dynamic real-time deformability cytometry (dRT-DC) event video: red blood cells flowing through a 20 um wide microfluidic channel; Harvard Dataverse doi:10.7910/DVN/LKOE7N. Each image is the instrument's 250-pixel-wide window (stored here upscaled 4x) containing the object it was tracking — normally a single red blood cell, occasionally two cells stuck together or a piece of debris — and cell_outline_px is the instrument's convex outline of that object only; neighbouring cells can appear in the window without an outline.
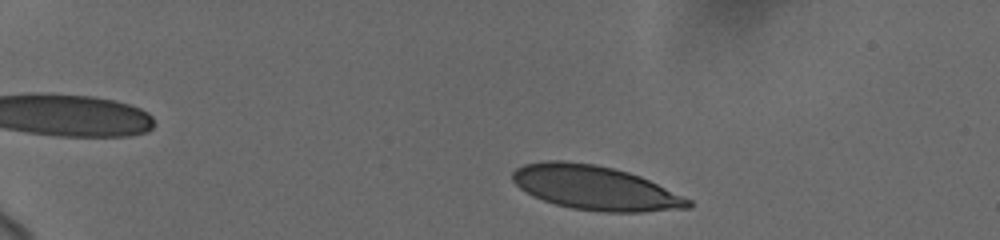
{"species": "human", "species_latin": "Homo sapiens", "temperature_condition": "cold", "stored_images_in_passage": 26, "camera_frame_rate_fps": 3000, "um_per_image_px": 0.085, "donor": {"sex": "female"}, "frame": {"image": 1, "passage_image": 3, "time_ms": 0.667, "image_size_px": [1000, 240], "cell_outline_px": [[692, 208], [640, 212], [604, 212], [572, 208], [556, 204], [532, 196], [520, 188], [512, 180], [512, 172], [516, 168], [524, 164], [544, 160], [564, 160], [596, 164], [628, 172], [640, 176], [692, 200]], "centroid_in_image_um": [50.58, 15.96], "position_along_channel_um": 34.4, "area_um2": 45.32}}
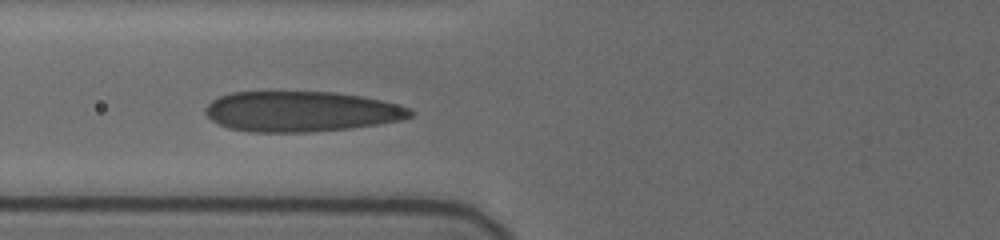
{"frame": {"image": 2, "passage_image": 16, "time_ms": 5.0, "image_size_px": [1000, 240], "cell_outline_px": [[412, 116], [400, 120], [376, 124], [348, 128], [308, 132], [252, 132], [228, 128], [212, 120], [204, 112], [204, 108], [212, 100], [220, 96], [232, 92], [332, 92], [360, 96], [380, 100], [396, 104], [408, 108], [412, 112]], "centroid_in_image_um": [25.54, 9.48], "position_along_channel_um": 100.3, "area_um2": 47.8}}
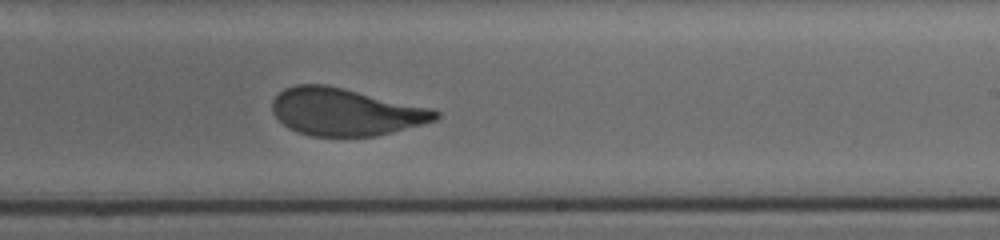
{"frame": {"image": 3, "passage_image": 26, "time_ms": 9.333, "image_size_px": [1000, 240], "cell_outline_px": [[440, 116], [436, 120], [392, 132], [376, 136], [312, 136], [296, 132], [288, 128], [272, 112], [272, 100], [284, 88], [296, 84], [324, 84], [432, 108], [440, 112]], "centroid_in_image_um": [29.34, 9.51], "position_along_channel_um": 259.7, "area_um2": 44.85}}